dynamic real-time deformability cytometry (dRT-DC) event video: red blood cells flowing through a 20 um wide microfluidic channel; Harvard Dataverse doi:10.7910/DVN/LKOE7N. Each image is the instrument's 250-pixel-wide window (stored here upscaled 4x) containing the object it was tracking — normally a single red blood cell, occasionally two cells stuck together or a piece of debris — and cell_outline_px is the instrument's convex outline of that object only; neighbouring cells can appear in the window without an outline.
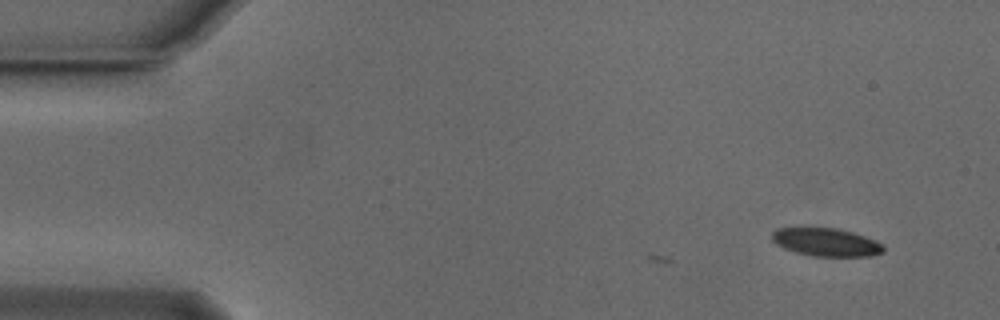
{"species": "Egyptian fruit bat (a non-hibernating species)", "species_latin": "Rousettus aegyptiacus", "temperature_condition": "cold", "stored_images_in_passage": 3, "camera_frame_rate_fps": 3000, "um_per_image_px": 0.085, "animal": {"sex": "male"}, "frame": {"image": 1, "passage_image": 3, "time_ms": 0.667, "image_size_px": [1000, 320], "cell_outline_px": [[884, 252], [872, 256], [812, 256], [796, 252], [784, 248], [776, 244], [772, 240], [772, 232], [776, 228], [840, 228], [864, 236], [884, 244]], "centroid_in_image_um": [70.24, 20.59], "position_along_channel_um": 14.8, "area_um2": 18.26}}